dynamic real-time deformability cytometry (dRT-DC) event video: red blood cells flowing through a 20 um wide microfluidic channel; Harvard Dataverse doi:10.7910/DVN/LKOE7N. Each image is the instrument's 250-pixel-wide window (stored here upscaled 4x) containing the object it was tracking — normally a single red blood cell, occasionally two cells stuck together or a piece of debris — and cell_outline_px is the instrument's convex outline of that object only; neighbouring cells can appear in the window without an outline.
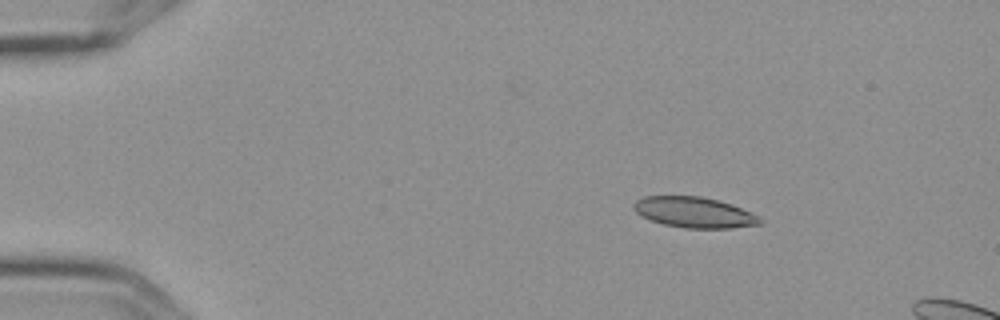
{"species": "Egyptian fruit bat (a non-hibernating species)", "species_latin": "Rousettus aegyptiacus", "temperature_condition": "cold", "stored_images_in_passage": 4, "camera_frame_rate_fps": 3000, "um_per_image_px": 0.085, "frame": {"image": 1, "passage_image": 2, "time_ms": 0.333, "image_size_px": [1000, 320], "cell_outline_px": [[764, 224], [732, 228], [684, 228], [664, 224], [652, 220], [636, 212], [632, 208], [632, 204], [636, 200], [644, 196], [700, 196], [732, 204], [760, 216], [764, 220]], "centroid_in_image_um": [59.06, 18.05], "position_along_channel_um": 25.9, "area_um2": 22.66}}